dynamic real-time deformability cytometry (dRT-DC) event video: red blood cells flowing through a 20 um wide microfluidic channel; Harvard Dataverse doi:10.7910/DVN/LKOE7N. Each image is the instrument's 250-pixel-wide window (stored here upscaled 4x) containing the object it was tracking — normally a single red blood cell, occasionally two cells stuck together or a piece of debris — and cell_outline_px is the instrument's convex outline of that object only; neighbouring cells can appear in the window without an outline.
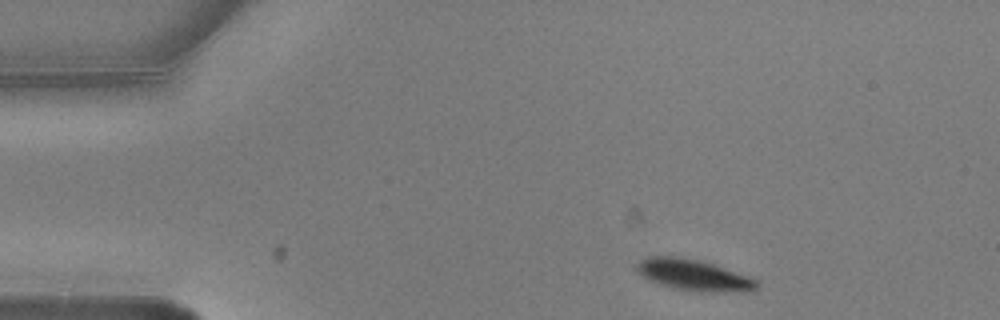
{"species": "common noctule bat (a hibernating species)", "species_latin": "Nyctalus noctula", "temperature_condition": "warm", "stored_images_in_passage": 4, "camera_frame_rate_fps": 3000, "um_per_image_px": 0.085, "animal": {"sex": "male", "body_mass_g": 20.5, "forearm_length_mm": 52.5}, "frame": {"image": 1, "passage_image": 1, "time_ms": 0.0, "image_size_px": [1000, 320], "cell_outline_px": [[760, 284], [756, 288], [676, 288], [648, 280], [636, 268], [636, 264], [640, 260], [648, 256], [680, 256], [700, 260], [748, 276], [756, 280]], "centroid_in_image_um": [58.78, 23.26], "position_along_channel_um": 26.2, "area_um2": 19.83}}